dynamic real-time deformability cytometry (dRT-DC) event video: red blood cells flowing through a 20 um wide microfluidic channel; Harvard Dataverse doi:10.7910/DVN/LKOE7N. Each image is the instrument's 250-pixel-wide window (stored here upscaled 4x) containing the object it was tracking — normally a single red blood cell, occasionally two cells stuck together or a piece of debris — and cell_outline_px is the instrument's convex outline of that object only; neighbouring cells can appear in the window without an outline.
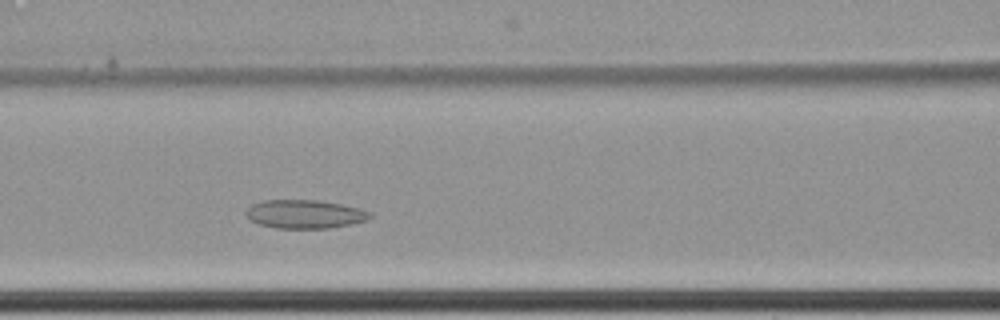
{"species": "common noctule bat (a hibernating species)", "species_latin": "Nyctalus noctula", "temperature_condition": "cold", "stored_images_in_passage": 37, "camera_frame_rate_fps": 3000, "um_per_image_px": 0.085, "animal": {"sex": "female", "body_mass_g": 22.7, "forearm_length_mm": 54.2}, "frame": {"image": 1, "passage_image": 10, "time_ms": 3.0, "image_size_px": [1000, 320], "cell_outline_px": [[372, 216], [368, 220], [328, 228], [276, 228], [260, 224], [248, 220], [244, 216], [244, 212], [252, 204], [264, 200], [316, 200], [340, 204], [360, 208], [372, 212]], "centroid_in_image_um": [25.87, 18.2], "position_along_channel_um": 140.7, "area_um2": 20.69}}
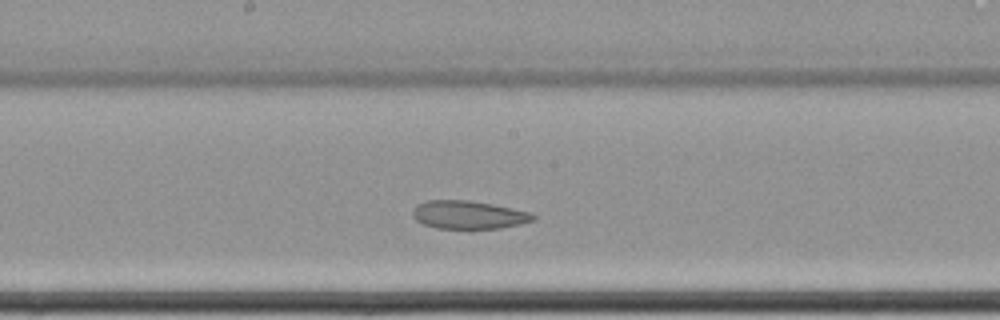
{"frame": {"image": 2, "passage_image": 16, "time_ms": 5.0, "image_size_px": [1000, 320], "cell_outline_px": [[536, 220], [500, 228], [468, 232], [436, 228], [424, 224], [416, 220], [412, 216], [412, 208], [428, 200], [468, 200], [492, 204], [528, 212], [536, 216]], "centroid_in_image_um": [39.8, 18.31], "position_along_channel_um": 208.4, "area_um2": 20.46}}
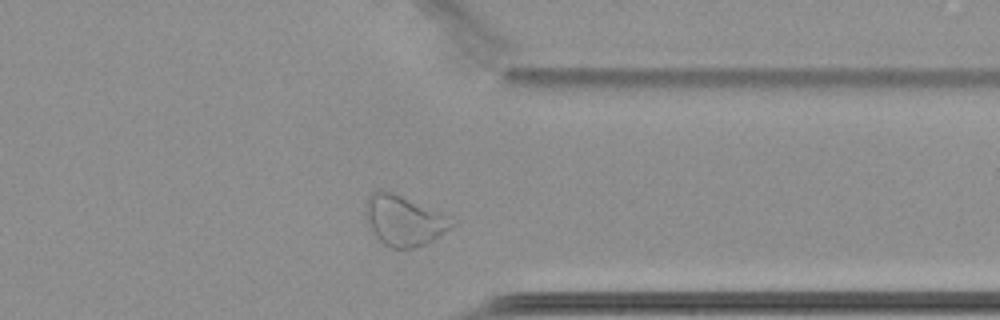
{"frame": {"image": 3, "passage_image": 31, "time_ms": 10.0, "image_size_px": [1000, 320], "cell_outline_px": [[460, 220], [452, 228], [432, 240], [424, 244], [412, 248], [392, 248], [384, 244], [376, 236], [368, 224], [364, 212], [364, 204], [368, 196], [372, 192], [392, 192]], "centroid_in_image_um": [34.37, 18.75], "position_along_channel_um": 377.0, "area_um2": 25.26}, "authors_computed_cell_mechanics": {"area_um2": 21.1548, "velocity_mm_per_s": 3.3905, "shape_relaxation_time_tau1_ms": null, "shape_relaxation_time_tau2_ms": 10.5862, "deformation_change_tau1": null, "deformation_change_tau2": 0.1553}}